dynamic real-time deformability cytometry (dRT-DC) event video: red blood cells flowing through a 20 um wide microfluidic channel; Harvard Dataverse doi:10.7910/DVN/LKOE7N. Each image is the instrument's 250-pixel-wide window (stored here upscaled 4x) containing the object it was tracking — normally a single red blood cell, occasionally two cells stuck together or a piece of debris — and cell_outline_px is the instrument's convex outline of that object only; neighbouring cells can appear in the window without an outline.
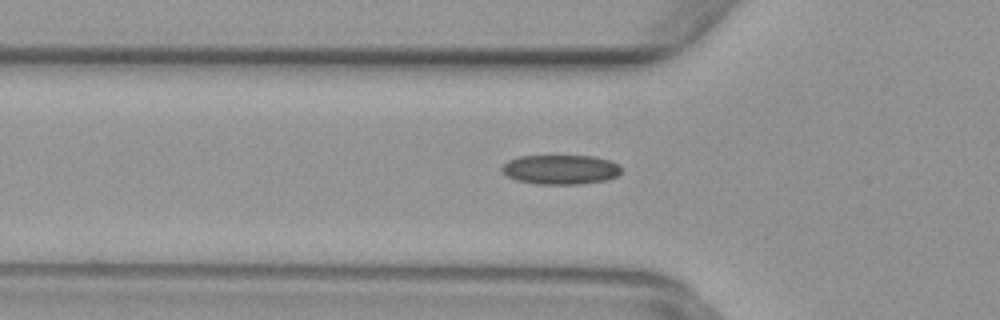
{"species": "common noctule bat (a hibernating species)", "species_latin": "Nyctalus noctula", "temperature_condition": "warm", "stored_images_in_passage": 45, "camera_frame_rate_fps": 3000, "um_per_image_px": 0.085, "animal": {"sex": "female", "body_mass_g": 29.2, "forearm_length_mm": 56.3}, "frame": {"image": 1, "passage_image": 16, "time_ms": 5.0, "image_size_px": [1000, 320], "cell_outline_px": [[620, 172], [616, 176], [608, 180], [580, 184], [536, 184], [516, 180], [508, 176], [500, 168], [508, 160], [520, 156], [592, 156], [608, 160], [620, 164]], "centroid_in_image_um": [47.65, 14.41], "position_along_channel_um": 78.1, "area_um2": 20.52}}
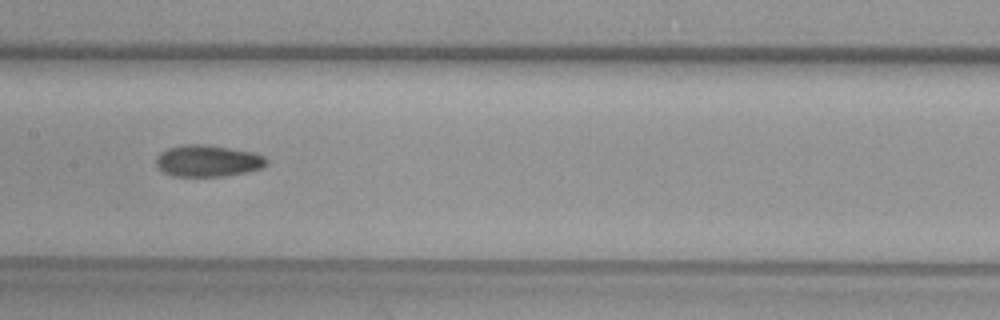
{"frame": {"image": 2, "passage_image": 24, "time_ms": 7.667, "image_size_px": [1000, 320], "cell_outline_px": [[268, 164], [264, 168], [248, 172], [224, 176], [172, 176], [156, 168], [156, 160], [160, 152], [168, 148], [184, 144], [200, 144], [228, 148], [252, 152], [264, 156], [268, 160]], "centroid_in_image_um": [17.67, 13.68], "position_along_channel_um": 189.7, "area_um2": 20.46}}
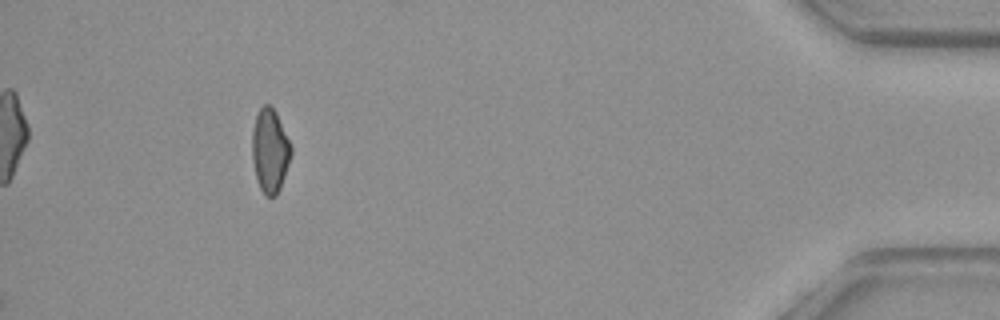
{"frame": {"image": 3, "passage_image": 45, "time_ms": 14.667, "image_size_px": [1000, 320], "cell_outline_px": [[292, 152], [280, 188], [276, 196], [264, 196], [260, 188], [256, 176], [252, 160], [252, 132], [256, 116], [260, 108], [264, 104], [268, 104], [276, 112], [292, 148]], "centroid_in_image_um": [22.93, 12.82], "position_along_channel_um": 412.3, "area_um2": 18.79}}